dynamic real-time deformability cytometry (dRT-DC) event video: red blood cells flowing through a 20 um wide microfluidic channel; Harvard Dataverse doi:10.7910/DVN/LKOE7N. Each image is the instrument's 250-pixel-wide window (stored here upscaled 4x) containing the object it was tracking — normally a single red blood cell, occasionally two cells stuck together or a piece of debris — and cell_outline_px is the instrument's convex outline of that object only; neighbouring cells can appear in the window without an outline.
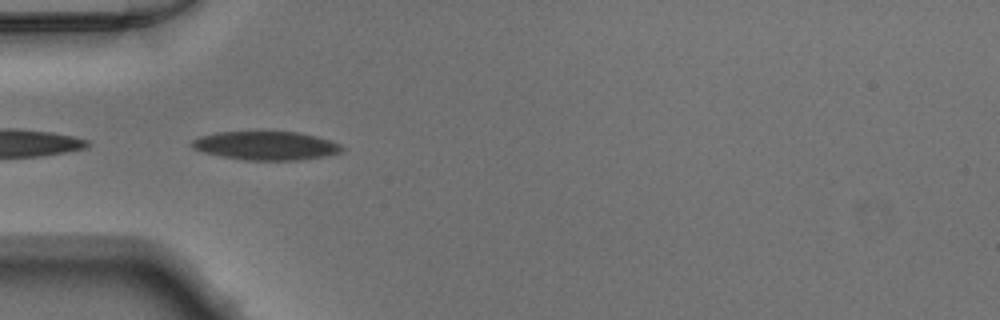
{"species": "Egyptian fruit bat (a non-hibernating species)", "species_latin": "Rousettus aegyptiacus", "temperature_condition": "warm", "stored_images_in_passage": 21, "camera_frame_rate_fps": 3000, "um_per_image_px": 0.085, "animal": {"sex": "male"}, "frame": {"image": 1, "passage_image": 1, "time_ms": 0.0, "image_size_px": [1000, 320], "cell_outline_px": [[344, 152], [324, 156], [300, 160], [244, 160], [204, 152], [192, 148], [188, 144], [192, 140], [200, 136], [216, 132], [300, 132], [316, 136], [340, 144], [344, 148]], "centroid_in_image_um": [22.61, 12.38], "position_along_channel_um": 62.4, "area_um2": 25.03}}
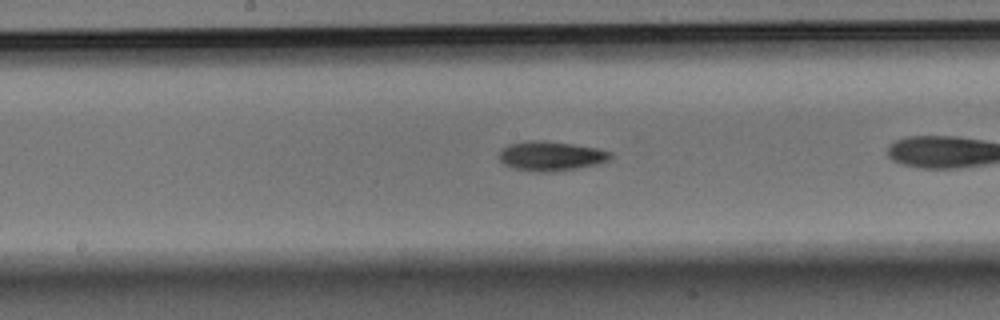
{"frame": {"image": 2, "passage_image": 7, "time_ms": 2.0, "image_size_px": [1000, 320], "cell_outline_px": [[612, 156], [608, 160], [596, 164], [576, 168], [552, 172], [536, 172], [512, 168], [504, 164], [496, 156], [500, 148], [508, 144], [528, 140], [548, 140], [596, 148], [612, 152]], "centroid_in_image_um": [46.75, 13.25], "position_along_channel_um": 201.5, "area_um2": 19.42}}
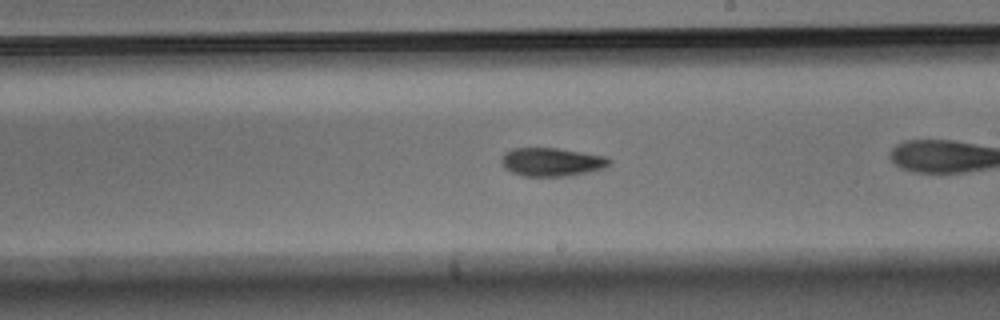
{"frame": {"image": 3, "passage_image": 10, "time_ms": 3.0, "image_size_px": [1000, 320], "cell_outline_px": [[612, 164], [604, 168], [588, 172], [568, 176], [524, 176], [512, 172], [504, 168], [500, 164], [500, 156], [504, 152], [512, 148], [556, 148], [608, 156], [612, 160]], "centroid_in_image_um": [46.89, 13.76], "position_along_channel_um": 242.1, "area_um2": 18.21}}